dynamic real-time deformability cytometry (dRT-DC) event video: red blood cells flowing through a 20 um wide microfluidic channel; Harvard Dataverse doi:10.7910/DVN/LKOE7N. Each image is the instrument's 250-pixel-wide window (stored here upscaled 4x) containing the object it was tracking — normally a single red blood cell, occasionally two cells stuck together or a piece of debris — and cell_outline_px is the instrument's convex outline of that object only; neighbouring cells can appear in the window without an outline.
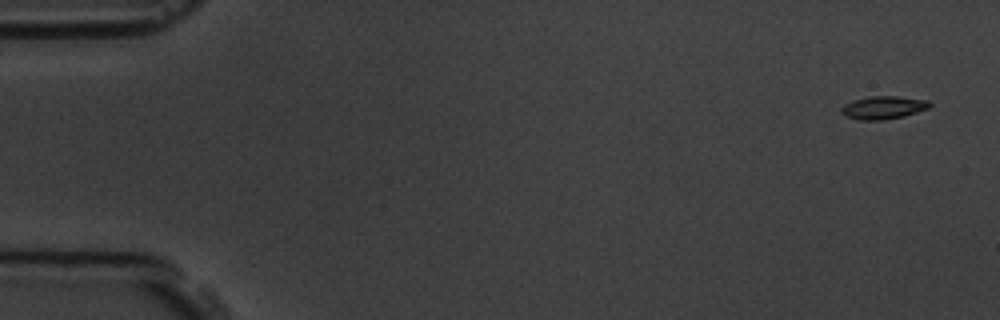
{"species": "common noctule bat (a hibernating species)", "species_latin": "Nyctalus noctula", "temperature_condition": "room temperature", "stored_images_in_passage": 7, "camera_frame_rate_fps": 3000, "um_per_image_px": 0.085, "animal": {"sex": "male", "body_mass_g": 19.5, "forearm_length_mm": 54.6}, "frame": {"image": 1, "passage_image": 1, "time_ms": 0.0, "image_size_px": [1000, 320], "cell_outline_px": [[932, 104], [928, 108], [904, 116], [884, 120], [860, 120], [848, 116], [840, 112], [840, 108], [844, 104], [852, 100], [872, 96], [900, 96], [928, 100]], "centroid_in_image_um": [75.08, 9.13], "position_along_channel_um": 9.9, "area_um2": 11.85}}
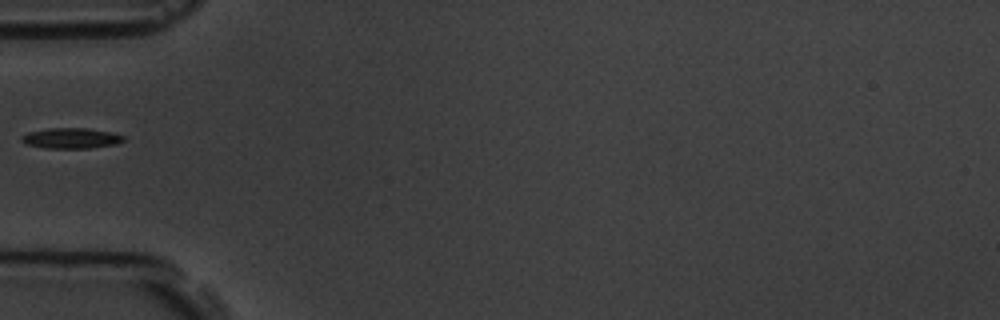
{"frame": {"image": 2, "passage_image": 6, "time_ms": 5.667, "image_size_px": [1000, 320], "cell_outline_px": [[124, 140], [116, 144], [88, 148], [44, 148], [24, 144], [20, 140], [20, 136], [28, 132], [48, 128], [88, 128], [112, 132], [124, 136]], "centroid_in_image_um": [6.0, 11.74], "position_along_channel_um": 79.0, "area_um2": 12.31}}
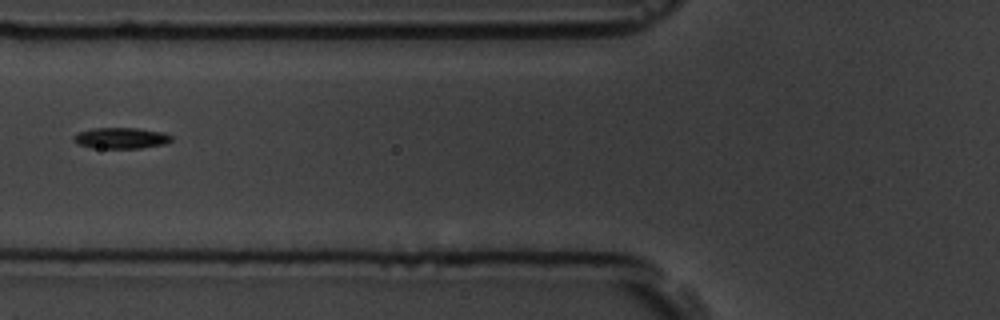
{"frame": {"image": 3, "passage_image": 7, "time_ms": 6.667, "image_size_px": [1000, 320], "cell_outline_px": [[172, 140], [164, 144], [140, 148], [92, 148], [76, 144], [72, 140], [72, 136], [76, 132], [92, 128], [136, 128], [164, 132], [172, 136]], "centroid_in_image_um": [10.22, 11.73], "position_along_channel_um": 115.6, "area_um2": 12.2}}